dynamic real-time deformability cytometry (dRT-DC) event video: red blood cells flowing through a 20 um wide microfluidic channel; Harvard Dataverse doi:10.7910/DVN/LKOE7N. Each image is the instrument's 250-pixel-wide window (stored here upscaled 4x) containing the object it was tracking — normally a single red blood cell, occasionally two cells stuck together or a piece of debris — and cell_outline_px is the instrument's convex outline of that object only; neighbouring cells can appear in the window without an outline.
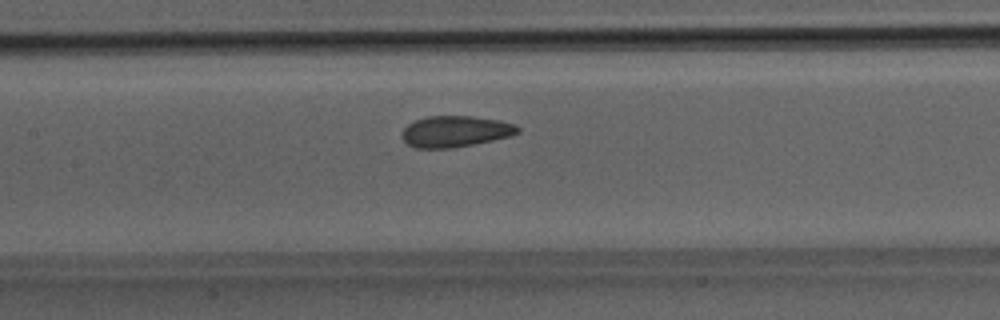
{"species": "Egyptian fruit bat (a non-hibernating species)", "species_latin": "Rousettus aegyptiacus", "temperature_condition": "room temperature", "stored_images_in_passage": 35, "camera_frame_rate_fps": 3000, "um_per_image_px": 0.085, "animal": {"sex": "male"}, "frame": {"image": 1, "passage_image": 14, "time_ms": 4.333, "image_size_px": [1000, 320], "cell_outline_px": [[520, 132], [512, 136], [452, 148], [416, 148], [408, 144], [404, 140], [404, 128], [408, 124], [416, 120], [428, 116], [472, 116], [500, 120], [516, 124], [520, 128]], "centroid_in_image_um": [38.76, 11.16], "position_along_channel_um": 168.6, "area_um2": 20.92}}
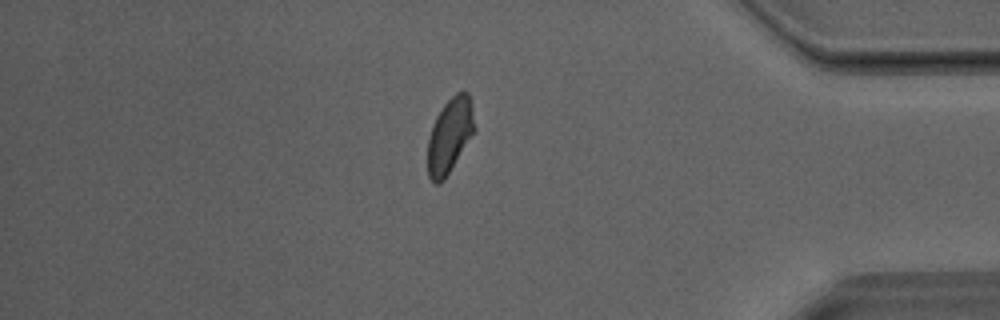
{"frame": {"image": 2, "passage_image": 29, "time_ms": 9.333, "image_size_px": [1000, 320], "cell_outline_px": [[476, 128], [444, 180], [440, 184], [432, 184], [428, 176], [428, 136], [432, 124], [436, 116], [444, 104], [456, 92], [468, 92], [472, 100]], "centroid_in_image_um": [38.23, 11.5], "position_along_channel_um": 397.0, "area_um2": 20.58}}
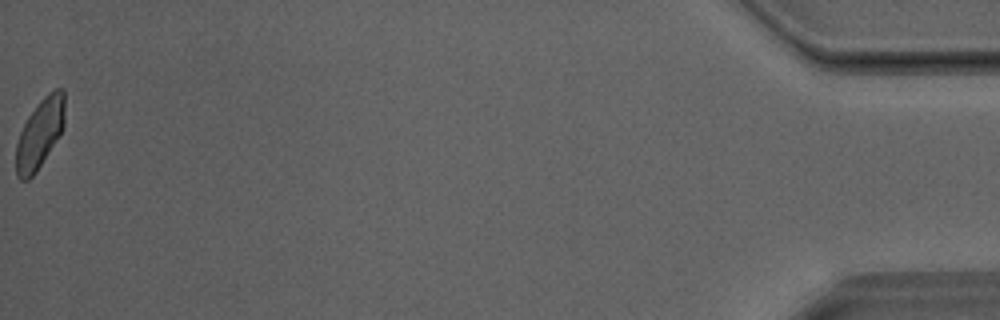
{"frame": {"image": 3, "passage_image": 35, "time_ms": 11.333, "image_size_px": [1000, 320], "cell_outline_px": [[64, 128], [36, 172], [28, 180], [20, 180], [16, 176], [16, 144], [20, 132], [28, 116], [40, 100], [48, 92], [56, 88], [64, 88]], "centroid_in_image_um": [3.38, 11.34], "position_along_channel_um": 431.8, "area_um2": 19.71}}